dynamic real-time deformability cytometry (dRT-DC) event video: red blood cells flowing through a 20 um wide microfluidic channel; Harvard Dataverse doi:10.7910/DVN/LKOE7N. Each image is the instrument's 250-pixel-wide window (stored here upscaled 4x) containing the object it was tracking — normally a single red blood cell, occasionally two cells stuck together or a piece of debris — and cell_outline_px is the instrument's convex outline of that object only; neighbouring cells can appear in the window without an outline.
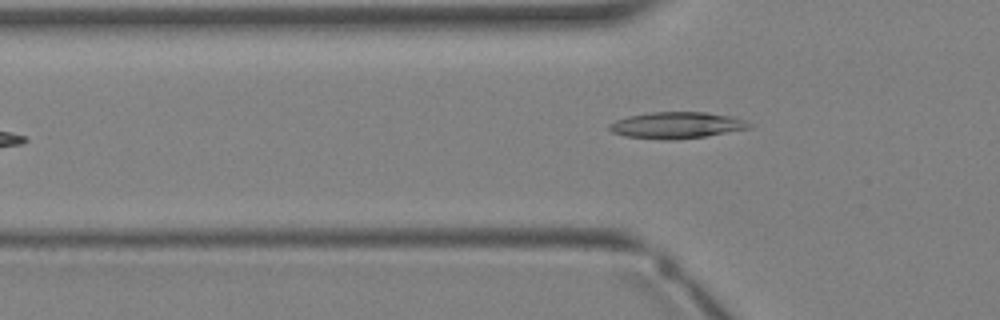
{"species": "Egyptian fruit bat (a non-hibernating species)", "species_latin": "Rousettus aegyptiacus", "temperature_condition": "warm", "stored_images_in_passage": 4, "camera_frame_rate_fps": 3000, "um_per_image_px": 0.085, "animal": {"sex": "female"}, "frame": {"image": 1, "passage_image": 4, "time_ms": 4.667, "image_size_px": [1000, 320], "cell_outline_px": [[756, 124], [752, 128], [708, 136], [676, 140], [660, 140], [624, 136], [612, 132], [608, 128], [608, 124], [616, 120], [628, 116], [652, 112], [704, 112], [732, 116]], "centroid_in_image_um": [57.56, 10.65], "position_along_channel_um": 68.2, "area_um2": 21.96}}